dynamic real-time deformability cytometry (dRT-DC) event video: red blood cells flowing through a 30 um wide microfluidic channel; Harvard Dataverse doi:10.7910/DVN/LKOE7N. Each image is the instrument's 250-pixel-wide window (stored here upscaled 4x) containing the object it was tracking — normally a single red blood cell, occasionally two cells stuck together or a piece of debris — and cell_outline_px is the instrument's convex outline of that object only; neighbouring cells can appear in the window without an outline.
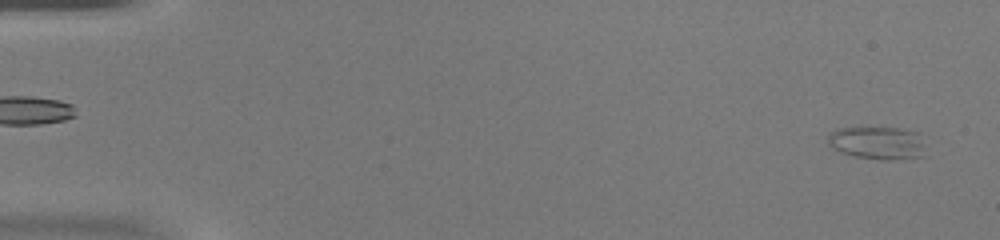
{"species": "common noctule bat (a hibernating species)", "species_latin": "Nyctalus noctula", "temperature_condition": "warm", "stored_images_in_passage": 48, "camera_frame_rate_fps": 3000, "um_per_image_px": 0.085, "animal": {"sex": "female", "body_mass_g": 20.0, "forearm_length_mm": 54.0}, "frame": {"image": 1, "passage_image": 3, "time_ms": 0.667, "image_size_px": [1000, 240], "cell_outline_px": [[924, 156], [888, 160], [880, 160], [856, 156], [840, 152], [832, 148], [828, 144], [828, 132], [836, 128], [900, 128], [920, 132], [924, 144]], "centroid_in_image_um": [74.59, 12.14], "position_along_channel_um": 10.4, "area_um2": 18.96}}
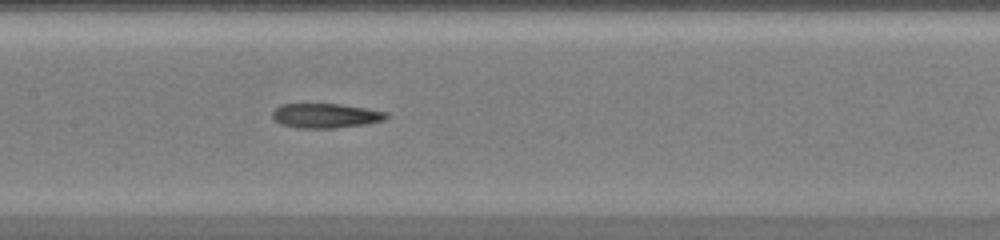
{"frame": {"image": 2, "passage_image": 25, "time_ms": 8.0, "image_size_px": [1000, 240], "cell_outline_px": [[388, 116], [384, 120], [364, 124], [336, 128], [296, 128], [280, 124], [272, 116], [272, 112], [280, 104], [340, 104], [388, 112]], "centroid_in_image_um": [27.66, 9.83], "position_along_channel_um": 179.7, "area_um2": 16.24}}
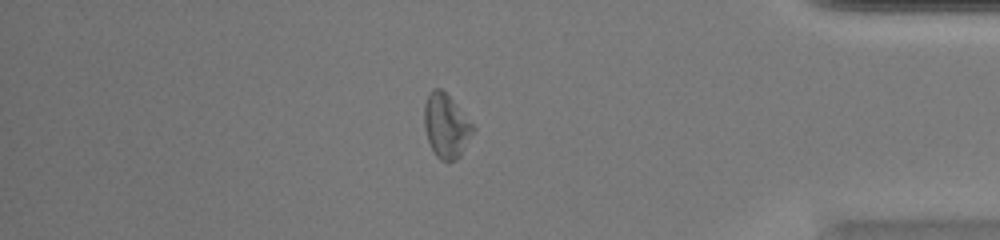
{"frame": {"image": 3, "passage_image": 42, "time_ms": 13.667, "image_size_px": [1000, 240], "cell_outline_px": [[476, 128], [460, 156], [456, 160], [448, 164], [440, 160], [436, 156], [428, 140], [424, 124], [424, 104], [432, 88], [440, 88], [452, 100]], "centroid_in_image_um": [37.92, 10.74], "position_along_channel_um": 397.3, "area_um2": 18.09}}